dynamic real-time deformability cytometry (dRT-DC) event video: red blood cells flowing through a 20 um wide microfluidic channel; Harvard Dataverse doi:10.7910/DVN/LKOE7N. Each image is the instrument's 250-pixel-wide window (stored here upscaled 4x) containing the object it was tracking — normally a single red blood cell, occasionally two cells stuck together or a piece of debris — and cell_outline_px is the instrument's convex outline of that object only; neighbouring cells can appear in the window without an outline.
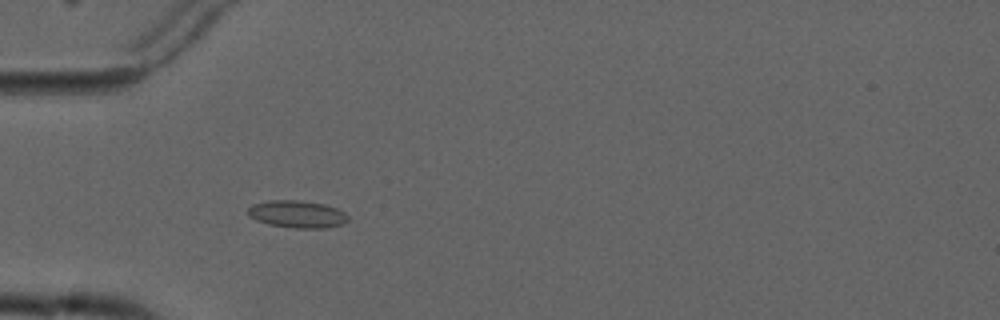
{"species": "common noctule bat (a hibernating species)", "species_latin": "Nyctalus noctula", "temperature_condition": "cold", "stored_images_in_passage": 4, "camera_frame_rate_fps": 3000, "um_per_image_px": 0.085, "animal": {"sex": "male", "forearm_length_mm": 52.5}, "frame": {"image": 1, "passage_image": 3, "time_ms": 3.667, "image_size_px": [1000, 320], "cell_outline_px": [[348, 220], [344, 224], [324, 228], [296, 228], [268, 224], [256, 220], [248, 216], [248, 208], [252, 204], [268, 200], [300, 200], [324, 204], [336, 208], [344, 212], [348, 216]], "centroid_in_image_um": [25.25, 18.2], "position_along_channel_um": 59.7, "area_um2": 16.01}}
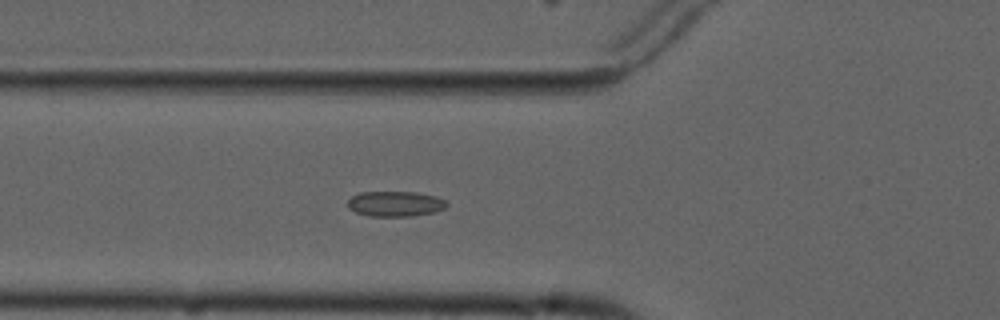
{"frame": {"image": 2, "passage_image": 4, "time_ms": 4.667, "image_size_px": [1000, 320], "cell_outline_px": [[448, 204], [444, 208], [436, 212], [412, 216], [368, 216], [356, 212], [348, 208], [348, 200], [352, 196], [360, 192], [416, 192], [432, 196], [444, 200]], "centroid_in_image_um": [33.57, 17.33], "position_along_channel_um": 92.2, "area_um2": 14.51}}